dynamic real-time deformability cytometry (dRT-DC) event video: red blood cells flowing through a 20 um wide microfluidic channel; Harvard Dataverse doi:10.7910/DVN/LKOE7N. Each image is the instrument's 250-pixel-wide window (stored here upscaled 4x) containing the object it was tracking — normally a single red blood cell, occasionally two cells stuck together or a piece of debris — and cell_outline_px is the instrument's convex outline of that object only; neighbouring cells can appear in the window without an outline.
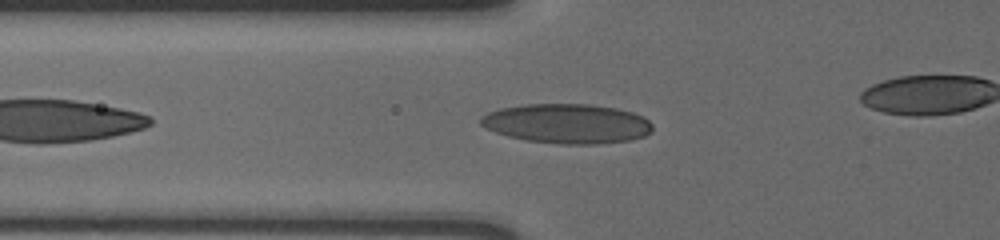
{"species": "human", "species_latin": "Homo sapiens", "temperature_condition": "cold", "stored_images_in_passage": 35, "camera_frame_rate_fps": 3000, "um_per_image_px": 0.085, "donor": {"sex": "male"}, "frame": {"image": 1, "passage_image": 5, "time_ms": 1.333, "image_size_px": [1000, 240], "cell_outline_px": [[652, 132], [644, 136], [632, 140], [596, 144], [560, 144], [524, 140], [508, 136], [484, 128], [480, 124], [480, 116], [488, 112], [500, 108], [524, 104], [592, 104], [616, 108], [632, 112], [644, 116], [652, 124]], "centroid_in_image_um": [48.2, 10.5], "position_along_channel_um": 77.6, "area_um2": 40.0}}
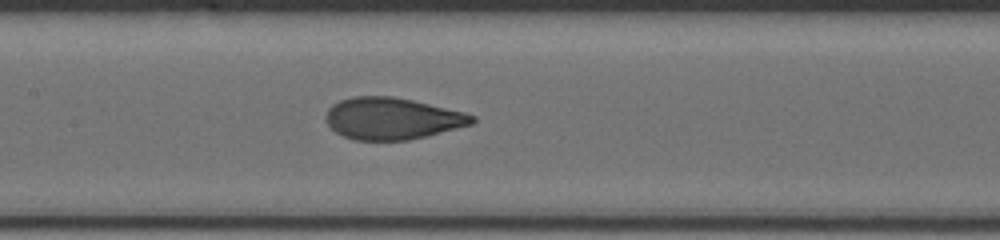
{"frame": {"image": 2, "passage_image": 13, "time_ms": 4.0, "image_size_px": [1000, 240], "cell_outline_px": [[476, 120], [472, 124], [428, 136], [408, 140], [352, 140], [336, 132], [328, 124], [328, 108], [332, 104], [340, 100], [352, 96], [392, 96], [412, 100], [464, 112], [476, 116]], "centroid_in_image_um": [33.35, 10.07], "position_along_channel_um": 174.0, "area_um2": 35.49}}
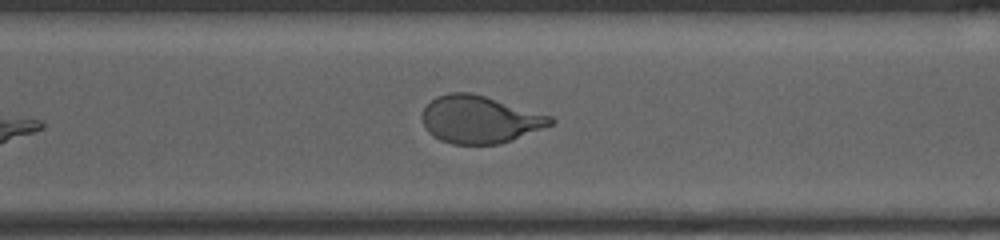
{"frame": {"image": 3, "passage_image": 26, "time_ms": 8.333, "image_size_px": [1000, 240], "cell_outline_px": [[556, 120], [552, 124], [500, 144], [452, 144], [440, 140], [432, 136], [424, 128], [420, 116], [424, 108], [436, 96], [448, 92], [472, 92], [552, 116]], "centroid_in_image_um": [40.72, 10.15], "position_along_channel_um": 329.9, "area_um2": 35.55}}